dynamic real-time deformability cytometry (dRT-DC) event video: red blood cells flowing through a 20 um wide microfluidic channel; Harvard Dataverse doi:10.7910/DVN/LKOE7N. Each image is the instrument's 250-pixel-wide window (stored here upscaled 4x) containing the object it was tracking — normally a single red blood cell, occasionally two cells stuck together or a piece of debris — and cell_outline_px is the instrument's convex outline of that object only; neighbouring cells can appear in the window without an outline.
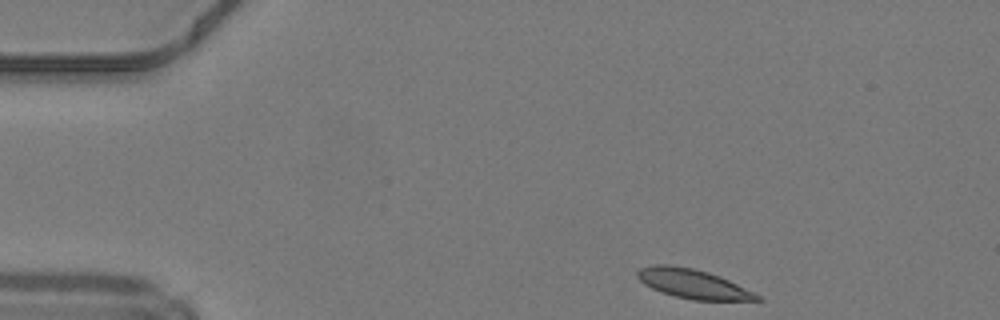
{"species": "common noctule bat (a hibernating species)", "species_latin": "Nyctalus noctula", "temperature_condition": "warm", "stored_images_in_passage": 8, "camera_frame_rate_fps": 3000, "um_per_image_px": 0.085, "animal": {"sex": "male", "body_mass_g": 19.2, "forearm_length_mm": 51.8}, "frame": {"image": 1, "passage_image": 1, "time_ms": 0.0, "image_size_px": [1000, 320], "cell_outline_px": [[764, 300], [692, 300], [660, 292], [644, 284], [636, 276], [636, 272], [640, 268], [656, 264], [668, 264], [692, 268], [708, 272], [728, 280], [760, 296]], "centroid_in_image_um": [58.84, 24.12], "position_along_channel_um": 26.2, "area_um2": 20.11}}